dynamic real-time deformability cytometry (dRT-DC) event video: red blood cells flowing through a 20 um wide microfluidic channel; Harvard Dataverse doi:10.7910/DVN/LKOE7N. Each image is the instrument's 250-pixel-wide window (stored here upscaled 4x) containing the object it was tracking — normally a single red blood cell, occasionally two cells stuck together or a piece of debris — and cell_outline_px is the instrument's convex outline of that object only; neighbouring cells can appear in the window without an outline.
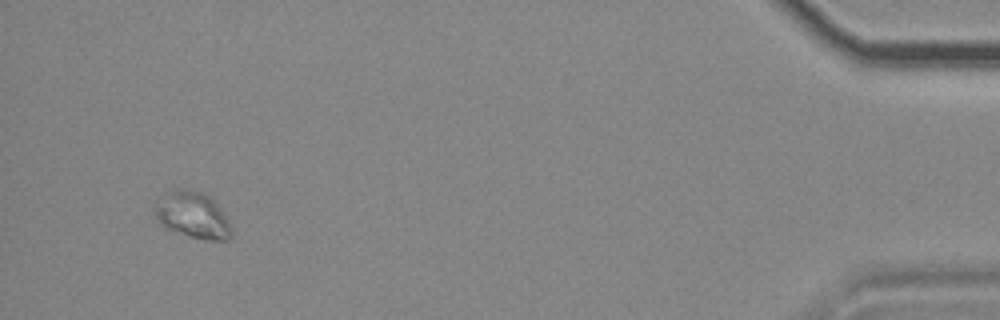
{"species": "common noctule bat (a hibernating species)", "species_latin": "Nyctalus noctula", "temperature_condition": "cold", "stored_images_in_passage": 40, "segment_of_instrument_passage": [2, 2], "camera_frame_rate_fps": 3000, "um_per_image_px": 0.085, "animal": {"sex": "female", "body_mass_g": 18.4}, "frame": {"image": 1, "passage_image": 37, "time_ms": 12.0, "image_size_px": [1000, 320], "cell_outline_px": [[232, 236], [228, 240], [204, 240], [188, 236], [164, 228], [160, 224], [152, 208], [164, 192], [172, 188], [192, 188], [204, 192], [216, 204], [228, 220], [232, 232]], "centroid_in_image_um": [16.32, 18.26], "position_along_channel_um": 418.9, "area_um2": 21.21}}